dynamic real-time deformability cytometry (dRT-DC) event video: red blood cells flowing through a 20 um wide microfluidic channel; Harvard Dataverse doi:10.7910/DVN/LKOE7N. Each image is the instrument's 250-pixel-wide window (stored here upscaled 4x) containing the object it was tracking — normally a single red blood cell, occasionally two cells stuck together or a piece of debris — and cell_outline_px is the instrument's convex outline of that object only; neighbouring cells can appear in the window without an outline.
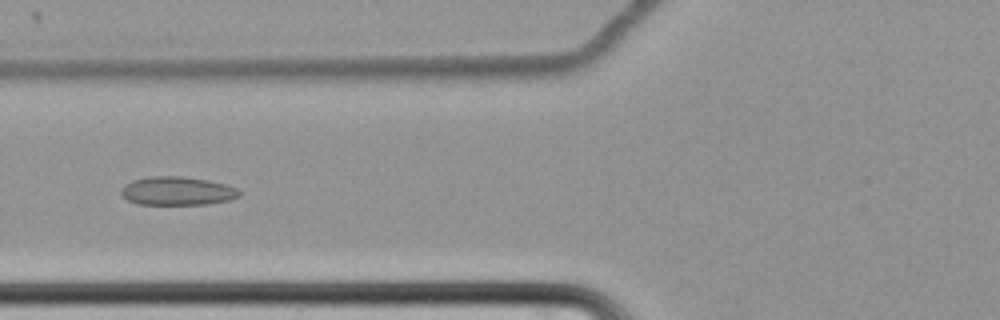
{"species": "common noctule bat (a hibernating species)", "species_latin": "Nyctalus noctula", "temperature_condition": "cold", "stored_images_in_passage": 48, "camera_frame_rate_fps": 3000, "um_per_image_px": 0.085, "animal": {"sex": "female", "body_mass_g": 22.7, "forearm_length_mm": 54.2}, "frame": {"image": 1, "passage_image": 12, "time_ms": 3.667, "image_size_px": [1000, 320], "cell_outline_px": [[240, 196], [228, 200], [208, 204], [136, 204], [128, 200], [120, 192], [124, 184], [132, 180], [148, 176], [184, 176], [208, 180], [224, 184], [236, 188], [240, 192]], "centroid_in_image_um": [15.04, 16.22], "position_along_channel_um": 110.8, "area_um2": 19.65}}
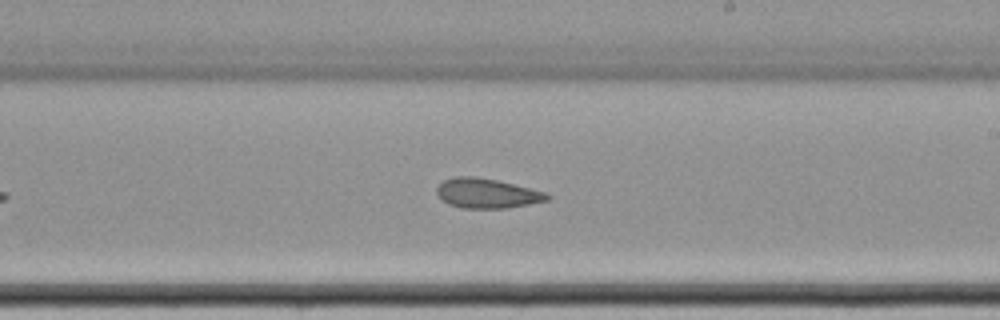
{"frame": {"image": 2, "passage_image": 24, "time_ms": 7.667, "image_size_px": [1000, 320], "cell_outline_px": [[552, 196], [548, 200], [508, 208], [460, 208], [448, 204], [436, 192], [436, 188], [444, 180], [456, 176], [476, 176], [496, 180], [548, 192]], "centroid_in_image_um": [41.42, 16.43], "position_along_channel_um": 247.6, "area_um2": 19.13}}
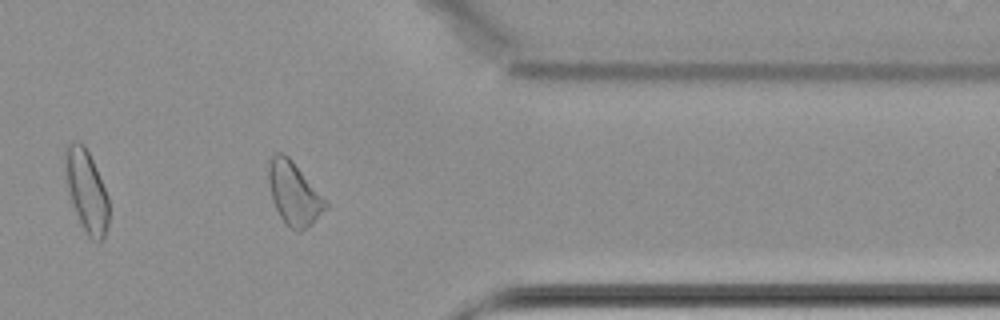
{"frame": {"image": 3, "passage_image": 37, "time_ms": 12.0, "image_size_px": [1000, 320], "cell_outline_px": [[328, 208], [312, 224], [300, 232], [292, 228], [280, 216], [272, 200], [268, 176], [268, 160], [276, 152], [284, 152], [292, 160], [328, 204]], "centroid_in_image_um": [24.97, 16.43], "position_along_channel_um": 386.4, "area_um2": 20.58}, "authors_computed_cell_mechanics": {"area_um2": 20.3167, "velocity_mm_per_s": 3.426, "shape_relaxation_time_tau1_ms": null, "shape_relaxation_time_tau2_ms": 4.6027, "deformation_change_tau1": null, "deformation_change_tau2": 0.1099}}